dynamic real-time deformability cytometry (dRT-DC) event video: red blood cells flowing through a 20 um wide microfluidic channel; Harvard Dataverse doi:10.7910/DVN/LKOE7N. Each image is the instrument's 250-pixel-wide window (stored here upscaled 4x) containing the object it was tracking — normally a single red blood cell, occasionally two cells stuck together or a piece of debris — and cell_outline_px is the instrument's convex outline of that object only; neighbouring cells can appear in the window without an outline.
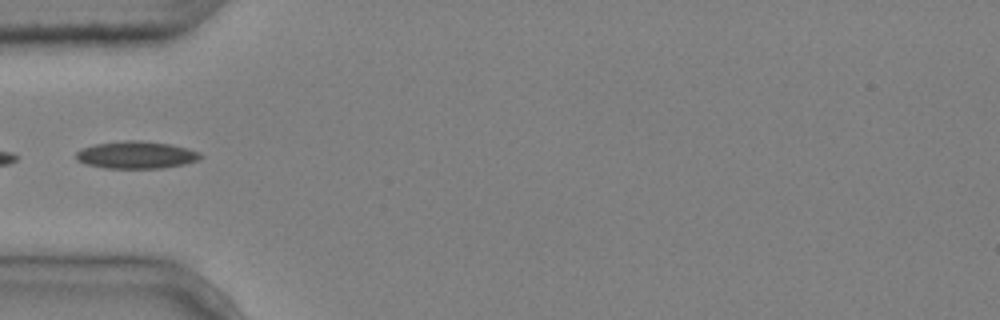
{"species": "common noctule bat (a hibernating species)", "species_latin": "Nyctalus noctula", "temperature_condition": "cold", "stored_images_in_passage": 4, "camera_frame_rate_fps": 3000, "um_per_image_px": 0.085, "animal": {"sex": "male", "body_mass_g": 20.4}, "frame": {"image": 1, "passage_image": 4, "time_ms": 1.0, "image_size_px": [1000, 320], "cell_outline_px": [[204, 156], [200, 160], [184, 164], [164, 168], [104, 168], [88, 164], [76, 160], [76, 152], [80, 148], [92, 144], [128, 140], [136, 140], [172, 144], [188, 148], [200, 152]], "centroid_in_image_um": [11.6, 13.16], "position_along_channel_um": 73.4, "area_um2": 20.06}}